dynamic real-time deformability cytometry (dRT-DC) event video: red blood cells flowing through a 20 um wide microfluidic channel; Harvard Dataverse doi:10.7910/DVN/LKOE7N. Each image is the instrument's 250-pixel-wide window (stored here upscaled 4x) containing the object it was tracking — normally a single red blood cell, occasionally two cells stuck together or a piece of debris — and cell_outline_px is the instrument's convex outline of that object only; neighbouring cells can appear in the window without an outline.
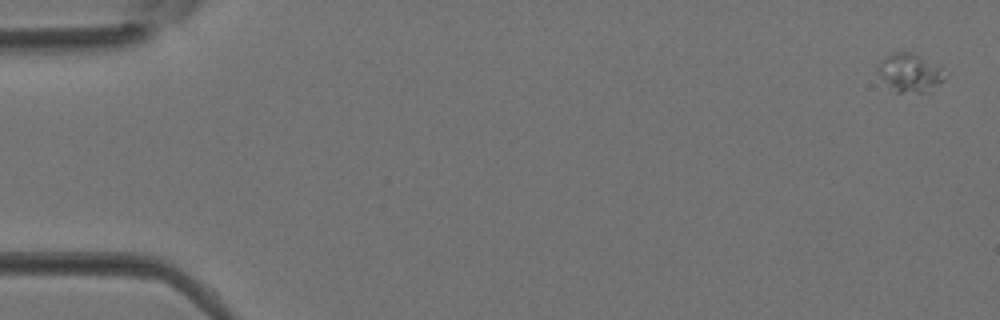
{"species": "Egyptian fruit bat (a non-hibernating species)", "species_latin": "Rousettus aegyptiacus", "temperature_condition": "room temperature", "stored_images_in_passage": 2, "camera_frame_rate_fps": 3000, "um_per_image_px": 0.085, "animal": {"sex": "female"}, "frame": {"image": 1, "passage_image": 2, "time_ms": 0.333, "image_size_px": [1000, 320], "cell_outline_px": [[944, 80], [924, 92], [896, 92], [880, 76], [876, 68], [880, 60], [884, 56], [892, 52], [912, 52], [940, 64]], "centroid_in_image_um": [77.31, 6.13], "position_along_channel_um": 7.7, "area_um2": 14.85}}